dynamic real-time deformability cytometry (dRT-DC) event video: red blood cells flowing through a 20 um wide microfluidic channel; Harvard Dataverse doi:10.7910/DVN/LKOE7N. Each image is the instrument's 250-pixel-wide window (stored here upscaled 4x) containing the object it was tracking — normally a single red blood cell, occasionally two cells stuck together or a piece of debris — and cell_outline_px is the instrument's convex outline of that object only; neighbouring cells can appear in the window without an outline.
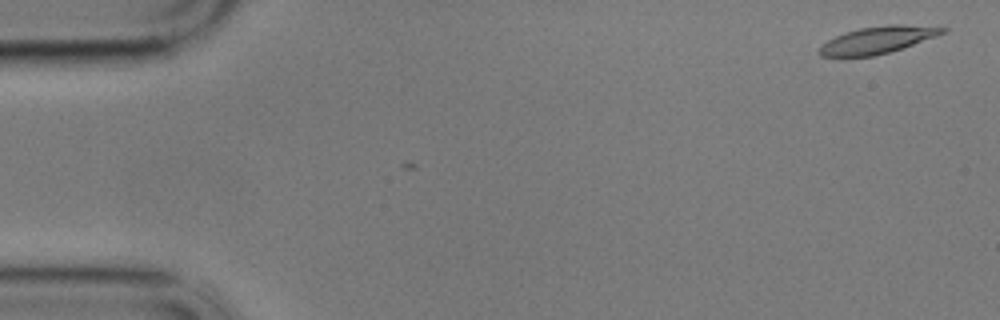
{"species": "common noctule bat (a hibernating species)", "species_latin": "Nyctalus noctula", "temperature_condition": "cold", "stored_images_in_passage": 4, "camera_frame_rate_fps": 3000, "um_per_image_px": 0.085, "animal": {"sex": "male", "body_mass_g": 17.9}, "frame": {"image": 1, "passage_image": 2, "time_ms": 0.333, "image_size_px": [1000, 320], "cell_outline_px": [[948, 28], [944, 32], [936, 36], [876, 56], [820, 56], [816, 52], [820, 44], [844, 32], [860, 28], [888, 24], [900, 24]], "centroid_in_image_um": [74.51, 3.39], "position_along_channel_um": 10.5, "area_um2": 19.19}}